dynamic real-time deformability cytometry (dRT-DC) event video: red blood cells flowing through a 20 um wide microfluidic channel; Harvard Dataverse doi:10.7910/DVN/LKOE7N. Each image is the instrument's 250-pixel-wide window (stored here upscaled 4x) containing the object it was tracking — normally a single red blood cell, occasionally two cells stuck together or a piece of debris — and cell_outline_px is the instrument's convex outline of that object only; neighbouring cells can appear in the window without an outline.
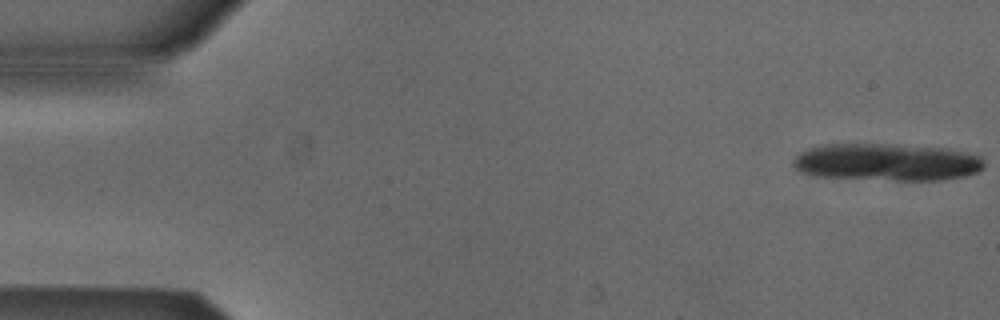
{"species": "Egyptian fruit bat (a non-hibernating species)", "species_latin": "Rousettus aegyptiacus", "temperature_condition": "cold", "stored_images_in_passage": 13, "camera_frame_rate_fps": 3000, "um_per_image_px": 0.085, "animal": {"sex": "male"}, "frame": {"image": 1, "passage_image": 1, "time_ms": 0.0, "image_size_px": [1000, 320], "cell_outline_px": [[984, 168], [976, 172], [964, 176], [940, 180], [896, 180], [816, 176], [800, 172], [792, 164], [792, 160], [800, 152], [808, 148], [824, 144], [896, 144], [948, 148], [980, 156], [984, 160]], "centroid_in_image_um": [75.37, 13.77], "position_along_channel_um": 9.6, "area_um2": 41.67}}